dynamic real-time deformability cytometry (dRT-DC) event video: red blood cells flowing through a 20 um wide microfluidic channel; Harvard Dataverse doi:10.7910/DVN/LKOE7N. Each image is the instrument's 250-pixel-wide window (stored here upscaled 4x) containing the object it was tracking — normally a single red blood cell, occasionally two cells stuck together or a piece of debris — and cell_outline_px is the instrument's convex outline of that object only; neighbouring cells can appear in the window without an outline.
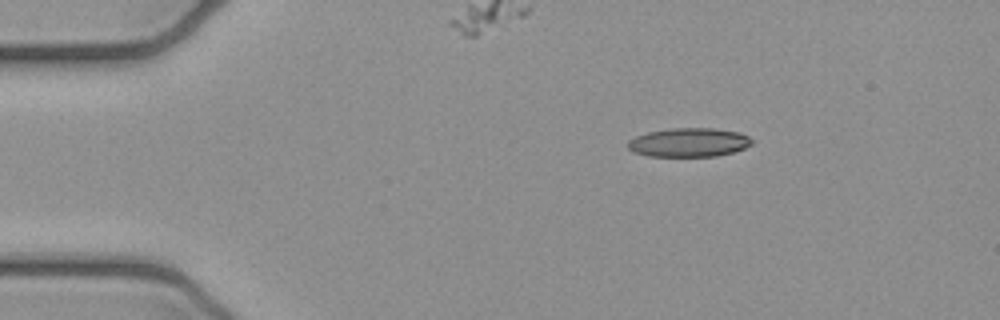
{"species": "common noctule bat (a hibernating species)", "species_latin": "Nyctalus noctula", "temperature_condition": "cold", "stored_images_in_passage": 3, "camera_frame_rate_fps": 3000, "um_per_image_px": 0.085, "animal": {"sex": "female", "body_mass_g": 21.9}, "frame": {"image": 1, "passage_image": 1, "time_ms": 0.0, "image_size_px": [1000, 320], "cell_outline_px": [[752, 144], [744, 148], [732, 152], [716, 156], [648, 156], [632, 152], [628, 148], [628, 140], [636, 136], [648, 132], [668, 128], [716, 128], [740, 132], [748, 136], [752, 140]], "centroid_in_image_um": [58.54, 12.1], "position_along_channel_um": 26.5, "area_um2": 20.98}}
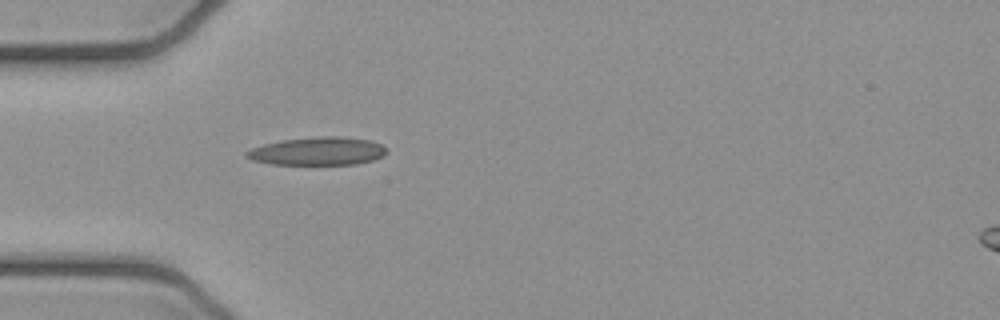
{"frame": {"image": 2, "passage_image": 3, "time_ms": 0.667, "image_size_px": [1000, 320], "cell_outline_px": [[388, 152], [384, 156], [372, 160], [356, 164], [268, 164], [252, 160], [244, 156], [244, 152], [252, 148], [264, 144], [284, 140], [320, 136], [340, 136], [372, 140], [388, 148]], "centroid_in_image_um": [27.03, 12.85], "position_along_channel_um": 58.0, "area_um2": 23.06}}